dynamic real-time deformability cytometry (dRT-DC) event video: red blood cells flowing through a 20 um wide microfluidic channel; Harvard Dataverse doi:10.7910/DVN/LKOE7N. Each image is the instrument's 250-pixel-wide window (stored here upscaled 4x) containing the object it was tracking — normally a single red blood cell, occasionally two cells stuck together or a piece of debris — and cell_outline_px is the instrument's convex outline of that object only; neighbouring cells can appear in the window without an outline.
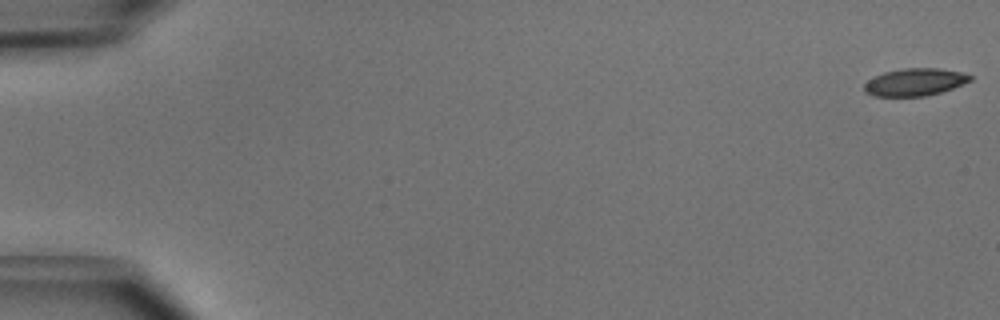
{"species": "common noctule bat (a hibernating species)", "species_latin": "Nyctalus noctula", "temperature_condition": "cold", "stored_images_in_passage": 51, "camera_frame_rate_fps": 3000, "um_per_image_px": 0.085, "animal": {"sex": "male", "body_mass_g": 15.6}, "frame": {"image": 1, "passage_image": 1, "time_ms": 0.0, "image_size_px": [1000, 320], "cell_outline_px": [[972, 80], [952, 88], [940, 92], [924, 96], [876, 96], [864, 92], [864, 84], [868, 80], [884, 72], [904, 68], [940, 68], [960, 72], [972, 76]], "centroid_in_image_um": [77.75, 6.97], "position_along_channel_um": 7.2, "area_um2": 16.76}}
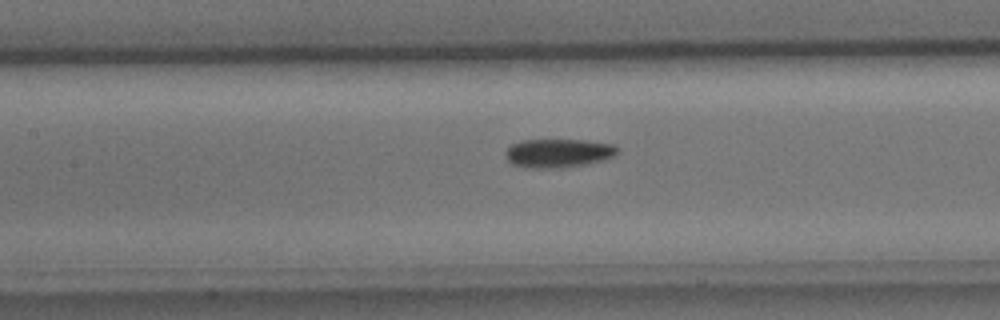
{"frame": {"image": 2, "passage_image": 24, "time_ms": 7.667, "image_size_px": [1000, 320], "cell_outline_px": [[616, 152], [612, 156], [600, 160], [584, 164], [556, 168], [532, 168], [512, 164], [504, 156], [504, 152], [512, 144], [520, 140], [584, 140], [612, 144], [616, 148]], "centroid_in_image_um": [47.36, 13.0], "position_along_channel_um": 160.0, "area_um2": 18.38}}
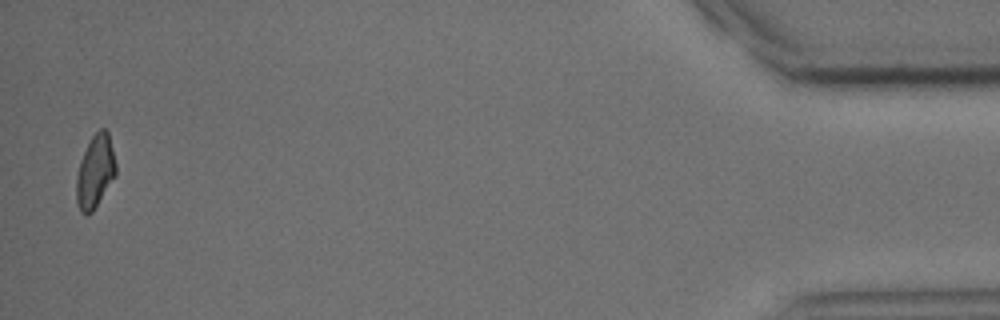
{"frame": {"image": 3, "passage_image": 50, "time_ms": 16.333, "image_size_px": [1000, 320], "cell_outline_px": [[116, 176], [92, 212], [88, 216], [84, 216], [80, 212], [76, 204], [76, 176], [80, 160], [92, 136], [100, 128], [104, 128], [108, 132], [116, 164]], "centroid_in_image_um": [8.07, 14.63], "position_along_channel_um": 427.1, "area_um2": 16.94}, "authors_computed_cell_mechanics": {"area_um2": 17.7446, "velocity_mm_per_s": 4.0258, "shape_relaxation_time_tau1_ms": 5.0488, "shape_relaxation_time_tau2_ms": null, "deformation_change_tau1": 0.1279, "deformation_change_tau2": null}}